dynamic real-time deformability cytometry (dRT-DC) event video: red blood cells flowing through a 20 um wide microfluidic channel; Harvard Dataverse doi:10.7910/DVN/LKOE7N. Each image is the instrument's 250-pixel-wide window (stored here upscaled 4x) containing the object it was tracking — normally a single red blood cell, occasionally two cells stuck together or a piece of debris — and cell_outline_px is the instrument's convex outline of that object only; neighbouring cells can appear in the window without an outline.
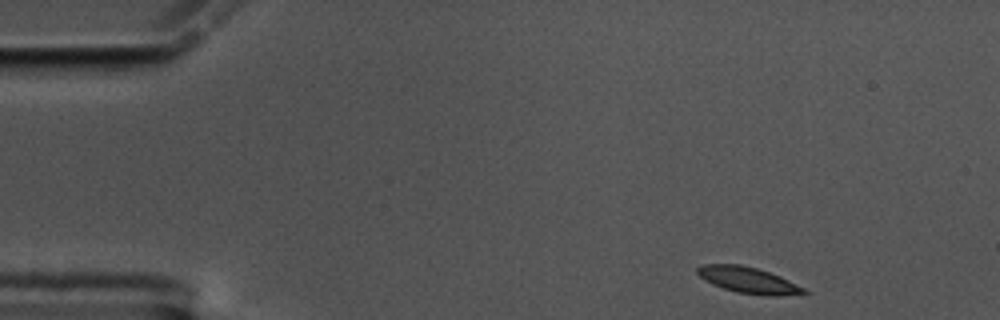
{"species": "common noctule bat (a hibernating species)", "species_latin": "Nyctalus noctula", "temperature_condition": "cold", "stored_images_in_passage": 52, "camera_frame_rate_fps": 3000, "um_per_image_px": 0.085, "animal": {"sex": "male", "body_mass_g": 17.5, "forearm_length_mm": 52.3}, "frame": {"image": 1, "passage_image": 1, "time_ms": 0.0, "image_size_px": [1000, 320], "cell_outline_px": [[808, 292], [780, 296], [764, 296], [736, 292], [712, 284], [704, 280], [696, 272], [696, 268], [704, 264], [740, 264], [756, 268], [780, 276], [804, 288]], "centroid_in_image_um": [63.57, 23.81], "position_along_channel_um": 21.4, "area_um2": 16.13}}
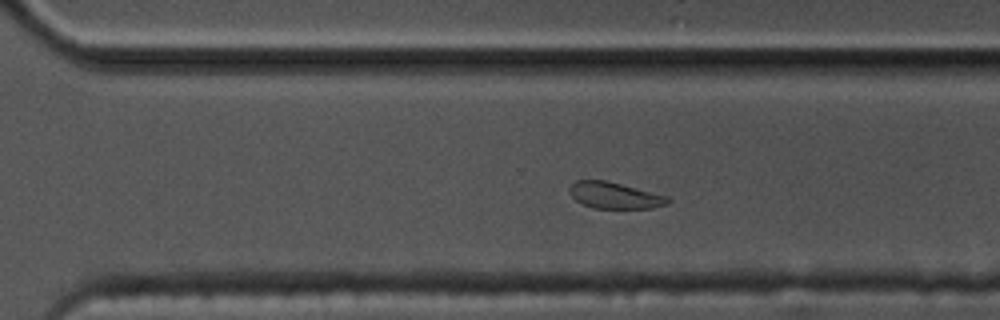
{"frame": {"image": 2, "passage_image": 34, "time_ms": 11.0, "image_size_px": [1000, 320], "cell_outline_px": [[672, 200], [668, 204], [652, 208], [592, 208], [576, 200], [568, 192], [568, 188], [576, 180], [604, 180], [668, 196]], "centroid_in_image_um": [52.25, 16.61], "position_along_channel_um": 318.4, "area_um2": 15.03}}
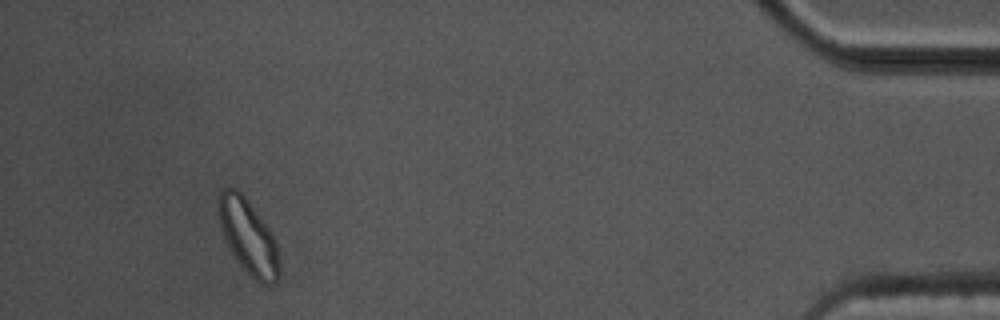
{"frame": {"image": 3, "passage_image": 48, "time_ms": 15.667, "image_size_px": [1000, 320], "cell_outline_px": [[280, 276], [276, 284], [260, 284], [240, 264], [232, 252], [220, 228], [220, 192], [224, 188], [236, 188], [248, 200], [272, 232], [276, 244], [280, 264]], "centroid_in_image_um": [21.16, 20.16], "position_along_channel_um": 414.0, "area_um2": 25.95}, "authors_computed_cell_mechanics": {"area_um2": 16.5019, "velocity_mm_per_s": 3.4533, "shape_relaxation_time_tau1_ms": 4.0548, "shape_relaxation_time_tau2_ms": 5.9296, "deformation_change_tau1": 0.1472, "deformation_change_tau2": 0.0937}}